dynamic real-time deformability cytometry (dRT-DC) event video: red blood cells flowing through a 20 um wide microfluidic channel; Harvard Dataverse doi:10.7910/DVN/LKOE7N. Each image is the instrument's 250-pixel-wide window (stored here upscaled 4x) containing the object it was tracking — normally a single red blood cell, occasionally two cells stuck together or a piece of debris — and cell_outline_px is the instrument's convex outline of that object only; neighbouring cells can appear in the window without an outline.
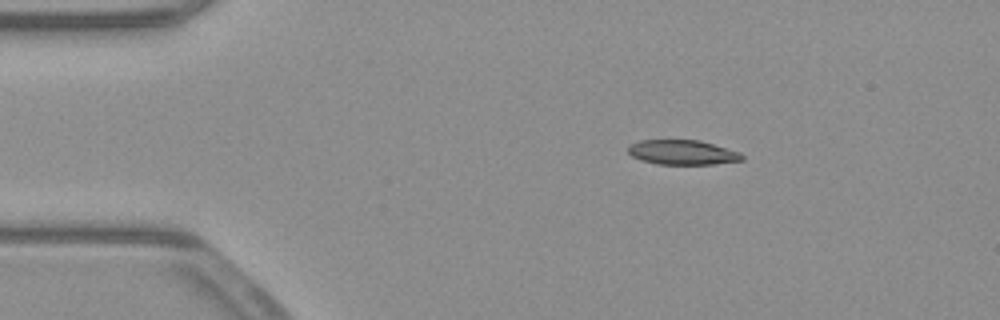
{"species": "common noctule bat (a hibernating species)", "species_latin": "Nyctalus noctula", "temperature_condition": "warm", "stored_images_in_passage": 46, "camera_frame_rate_fps": 3000, "um_per_image_px": 0.085, "animal": {"sex": "male", "body_mass_g": 23.1, "forearm_length_mm": 52.7}, "frame": {"image": 1, "passage_image": 2, "time_ms": 0.333, "image_size_px": [1000, 320], "cell_outline_px": [[744, 160], [712, 164], [656, 164], [640, 160], [632, 156], [628, 152], [628, 144], [640, 140], [700, 140], [740, 152], [744, 156]], "centroid_in_image_um": [57.99, 12.95], "position_along_channel_um": 27.0, "area_um2": 16.47}}
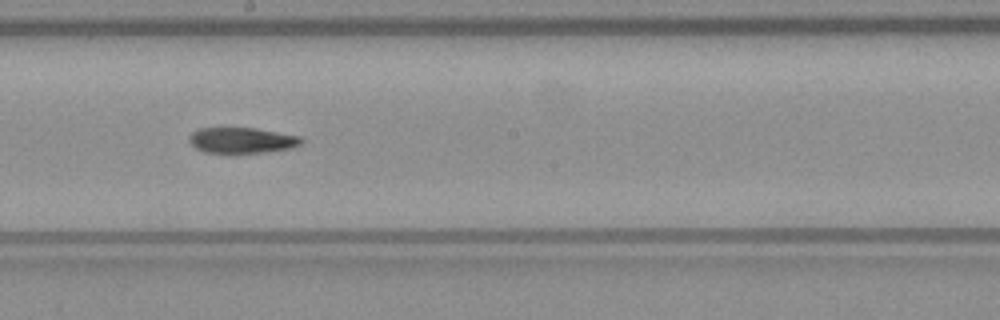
{"frame": {"image": 2, "passage_image": 22, "time_ms": 7.0, "image_size_px": [1000, 320], "cell_outline_px": [[304, 140], [300, 144], [288, 148], [264, 152], [228, 156], [204, 152], [196, 148], [188, 140], [188, 136], [192, 132], [200, 128], [256, 128], [300, 136]], "centroid_in_image_um": [20.49, 11.96], "position_along_channel_um": 227.7, "area_um2": 17.4}}
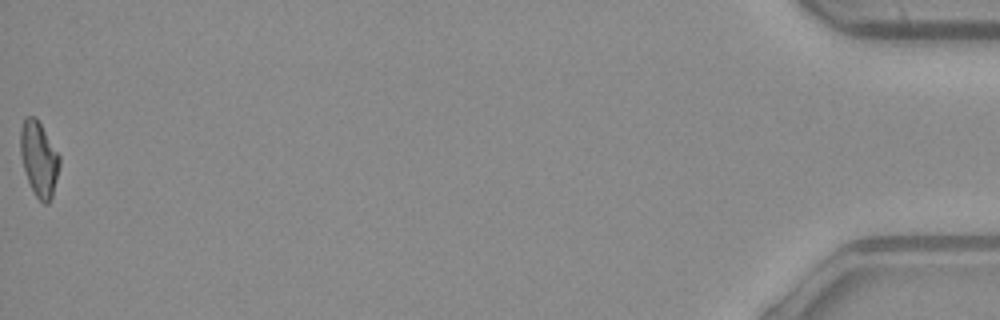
{"frame": {"image": 3, "passage_image": 46, "time_ms": 15.0, "image_size_px": [1000, 320], "cell_outline_px": [[60, 164], [52, 196], [48, 204], [44, 204], [36, 196], [28, 180], [24, 168], [20, 152], [20, 128], [24, 116], [36, 116], [60, 156]], "centroid_in_image_um": [3.3, 13.46], "position_along_channel_um": 431.9, "area_um2": 16.99}}